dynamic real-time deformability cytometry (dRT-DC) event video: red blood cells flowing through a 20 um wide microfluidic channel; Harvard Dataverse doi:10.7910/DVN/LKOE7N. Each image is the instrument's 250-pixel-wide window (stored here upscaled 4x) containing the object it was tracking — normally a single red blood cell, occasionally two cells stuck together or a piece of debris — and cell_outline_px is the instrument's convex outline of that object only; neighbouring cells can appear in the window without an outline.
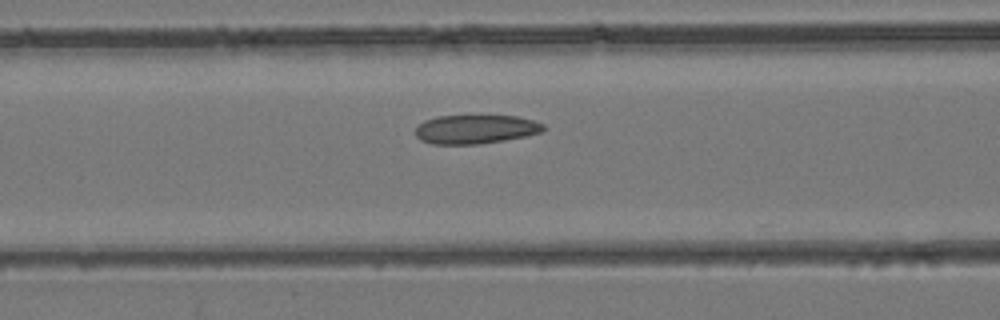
{"species": "common noctule bat (a hibernating species)", "species_latin": "Nyctalus noctula", "temperature_condition": "room temperature", "stored_images_in_passage": 38, "camera_frame_rate_fps": 3000, "um_per_image_px": 0.085, "animal": {"sex": "female", "body_mass_g": 24.6, "forearm_length_mm": 56.2}, "frame": {"image": 1, "passage_image": 13, "time_ms": 4.0, "image_size_px": [1000, 320], "cell_outline_px": [[548, 128], [540, 132], [524, 136], [504, 140], [476, 144], [432, 144], [420, 140], [416, 136], [416, 128], [424, 120], [436, 116], [520, 116], [544, 124]], "centroid_in_image_um": [40.42, 10.98], "position_along_channel_um": 126.2, "area_um2": 21.5}}
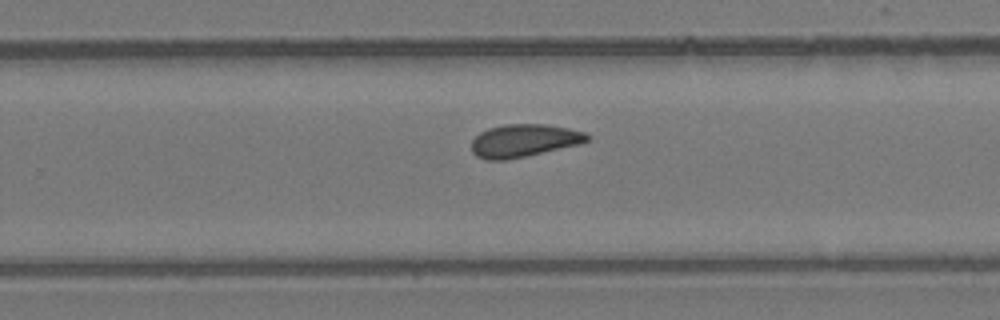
{"frame": {"image": 2, "passage_image": 23, "time_ms": 7.333, "image_size_px": [1000, 320], "cell_outline_px": [[592, 136], [588, 140], [580, 144], [524, 156], [504, 160], [484, 160], [476, 156], [472, 152], [472, 140], [480, 132], [488, 128], [504, 124], [544, 124], [568, 128], [584, 132]], "centroid_in_image_um": [44.51, 11.94], "position_along_channel_um": 285.3, "area_um2": 22.02}}
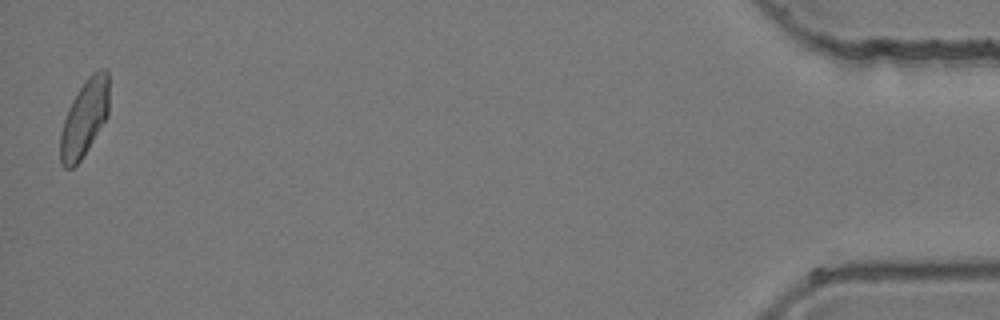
{"frame": {"image": 3, "passage_image": 38, "time_ms": 12.333, "image_size_px": [1000, 320], "cell_outline_px": [[108, 116], [88, 148], [80, 160], [72, 168], [64, 168], [60, 164], [60, 132], [68, 108], [72, 100], [88, 76], [92, 72], [100, 68], [108, 68]], "centroid_in_image_um": [7.17, 10.03], "position_along_channel_um": 428.0, "area_um2": 21.73}}